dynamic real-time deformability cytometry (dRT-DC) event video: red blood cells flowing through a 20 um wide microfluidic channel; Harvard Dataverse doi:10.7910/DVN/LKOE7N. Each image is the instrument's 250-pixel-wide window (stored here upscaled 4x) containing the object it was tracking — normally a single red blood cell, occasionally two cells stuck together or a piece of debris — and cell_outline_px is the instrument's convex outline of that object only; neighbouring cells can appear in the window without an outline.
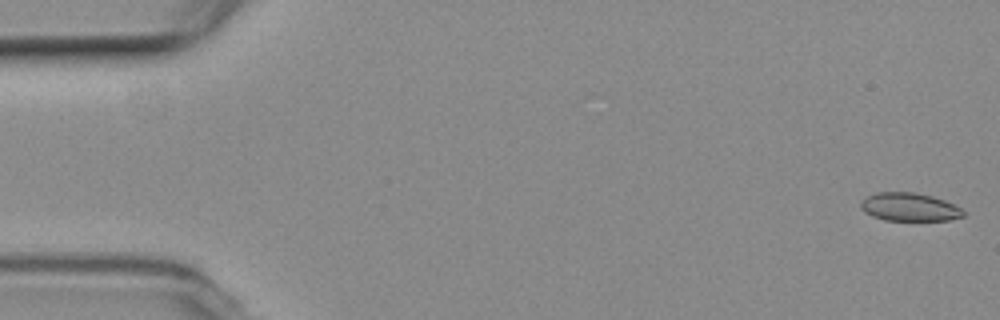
{"species": "common noctule bat (a hibernating species)", "species_latin": "Nyctalus noctula", "temperature_condition": "room temperature", "stored_images_in_passage": 5, "camera_frame_rate_fps": 3000, "um_per_image_px": 0.085, "animal": {"sex": "female", "body_mass_g": 19.3, "forearm_length_mm": 54.1}, "frame": {"image": 1, "passage_image": 1, "time_ms": 0.0, "image_size_px": [1000, 320], "cell_outline_px": [[964, 216], [948, 220], [884, 220], [872, 216], [864, 212], [860, 208], [860, 204], [868, 196], [876, 192], [912, 192], [932, 196], [944, 200], [960, 208], [964, 212]], "centroid_in_image_um": [77.28, 17.6], "position_along_channel_um": 7.7, "area_um2": 16.7}}
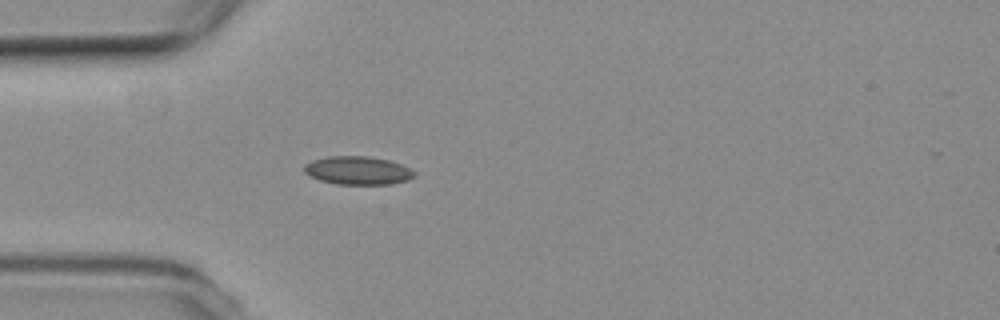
{"frame": {"image": 2, "passage_image": 5, "time_ms": 5.0, "image_size_px": [1000, 320], "cell_outline_px": [[416, 176], [408, 180], [392, 184], [336, 184], [320, 180], [308, 176], [304, 172], [304, 164], [312, 160], [328, 156], [368, 156], [388, 160], [400, 164], [416, 172]], "centroid_in_image_um": [30.39, 14.49], "position_along_channel_um": 54.6, "area_um2": 18.26}}